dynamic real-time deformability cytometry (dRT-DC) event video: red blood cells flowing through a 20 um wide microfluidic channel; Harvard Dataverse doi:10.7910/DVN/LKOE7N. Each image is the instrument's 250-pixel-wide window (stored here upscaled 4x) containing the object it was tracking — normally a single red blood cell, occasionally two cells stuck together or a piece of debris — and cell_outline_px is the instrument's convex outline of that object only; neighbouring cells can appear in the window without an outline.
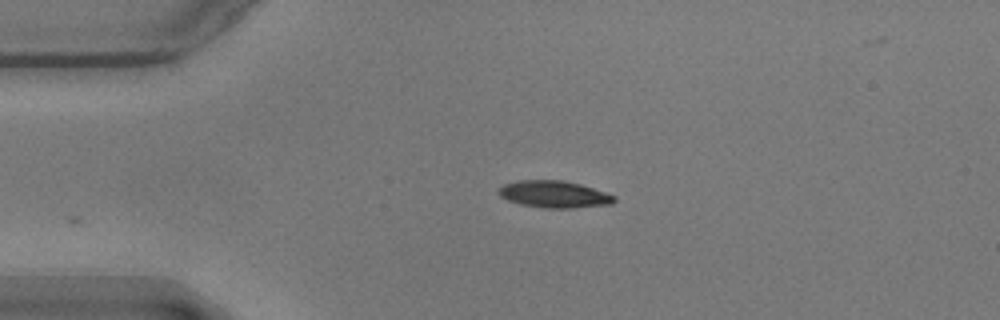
{"species": "common noctule bat (a hibernating species)", "species_latin": "Nyctalus noctula", "temperature_condition": "warm", "stored_images_in_passage": 22, "camera_frame_rate_fps": 3000, "um_per_image_px": 0.085, "animal": {"sex": "male", "body_mass_g": 17.9}, "frame": {"image": 1, "passage_image": 1, "time_ms": 0.0, "image_size_px": [1000, 320], "cell_outline_px": [[616, 200], [612, 204], [572, 208], [544, 208], [520, 204], [508, 200], [500, 196], [496, 192], [496, 188], [504, 184], [520, 180], [564, 180], [580, 184], [616, 196]], "centroid_in_image_um": [47.07, 16.51], "position_along_channel_um": 37.9, "area_um2": 18.26}}
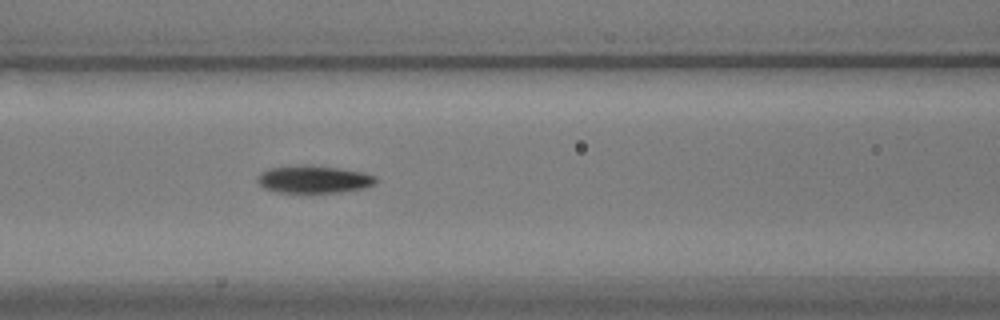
{"frame": {"image": 2, "passage_image": 12, "time_ms": 3.667, "image_size_px": [1000, 320], "cell_outline_px": [[376, 184], [364, 188], [340, 192], [280, 192], [264, 188], [256, 180], [256, 176], [260, 172], [268, 168], [304, 164], [312, 164], [360, 172], [376, 176]], "centroid_in_image_um": [26.63, 15.23], "position_along_channel_um": 140.0, "area_um2": 19.02}}
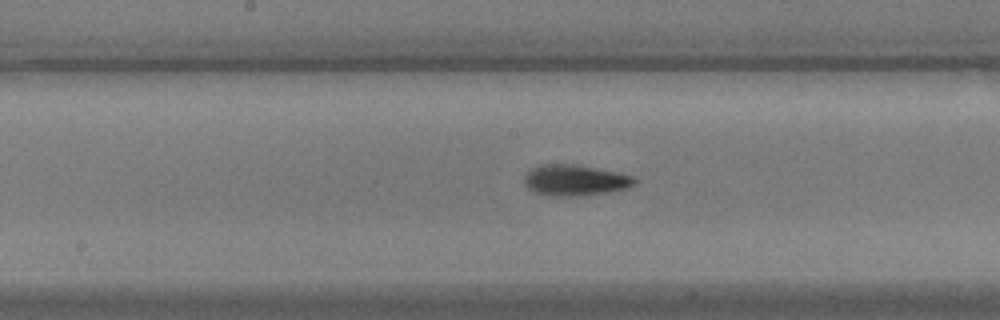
{"frame": {"image": 3, "passage_image": 17, "time_ms": 5.333, "image_size_px": [1000, 320], "cell_outline_px": [[636, 184], [628, 188], [608, 192], [576, 196], [548, 196], [536, 192], [528, 188], [524, 184], [524, 176], [532, 168], [540, 164], [576, 164], [620, 172], [632, 176], [636, 180]], "centroid_in_image_um": [48.89, 15.31], "position_along_channel_um": 199.3, "area_um2": 20.06}}